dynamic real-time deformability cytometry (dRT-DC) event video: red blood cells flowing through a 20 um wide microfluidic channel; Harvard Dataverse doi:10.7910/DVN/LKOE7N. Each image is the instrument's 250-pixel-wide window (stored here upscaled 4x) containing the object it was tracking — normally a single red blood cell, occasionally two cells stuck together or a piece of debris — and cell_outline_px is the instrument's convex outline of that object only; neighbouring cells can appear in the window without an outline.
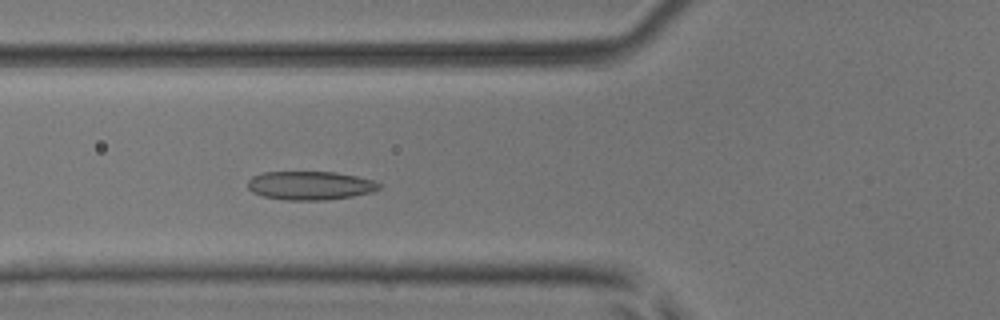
{"species": "common noctule bat (a hibernating species)", "species_latin": "Nyctalus noctula", "temperature_condition": "room temperature", "stored_images_in_passage": 37, "camera_frame_rate_fps": 3000, "um_per_image_px": 0.085, "animal": {"sex": "male", "body_mass_g": 17.9, "forearm_length_mm": 54.2}, "frame": {"image": 1, "passage_image": 6, "time_ms": 1.667, "image_size_px": [1000, 320], "cell_outline_px": [[380, 188], [372, 192], [352, 196], [324, 200], [284, 200], [264, 196], [252, 192], [248, 188], [248, 180], [252, 176], [264, 172], [336, 172], [356, 176], [372, 180], [380, 184]], "centroid_in_image_um": [26.34, 15.77], "position_along_channel_um": 99.5, "area_um2": 21.85}}
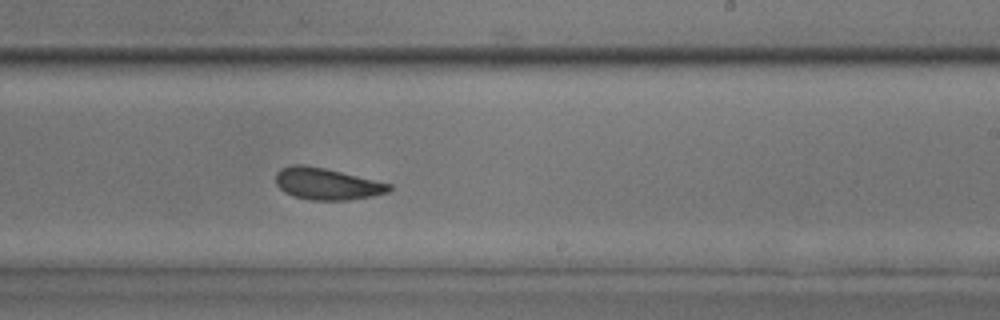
{"frame": {"image": 2, "passage_image": 18, "time_ms": 5.667, "image_size_px": [1000, 320], "cell_outline_px": [[392, 188], [388, 192], [372, 196], [348, 200], [312, 200], [292, 196], [284, 192], [276, 184], [276, 172], [280, 168], [292, 164], [304, 164], [324, 168], [392, 184]], "centroid_in_image_um": [27.75, 15.62], "position_along_channel_um": 261.2, "area_um2": 20.98}}
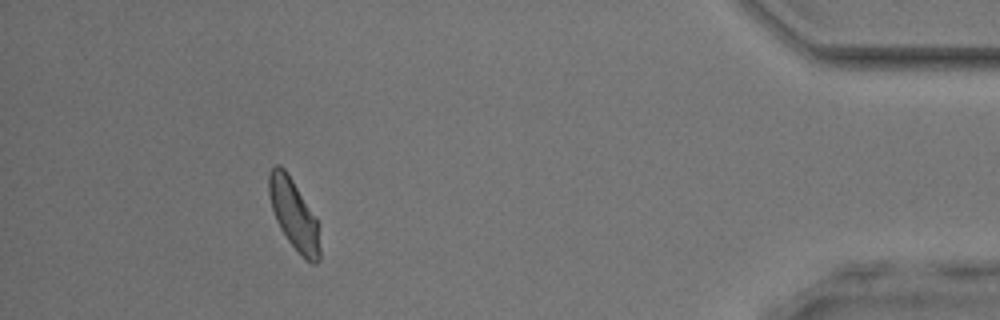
{"frame": {"image": 3, "passage_image": 33, "time_ms": 10.667, "image_size_px": [1000, 320], "cell_outline_px": [[320, 260], [316, 264], [312, 264], [288, 240], [280, 228], [276, 220], [272, 208], [268, 192], [268, 176], [272, 168], [276, 164], [280, 164], [284, 168], [316, 216], [320, 248]], "centroid_in_image_um": [24.97, 18.2], "position_along_channel_um": 410.2, "area_um2": 20.46}, "authors_computed_cell_mechanics": {"area_um2": 21.0392, "velocity_mm_per_s": 4.0654, "shape_relaxation_time_tau1_ms": 2.9614, "shape_relaxation_time_tau2_ms": 1.6088, "deformation_change_tau1": 0.0964, "deformation_change_tau2": 0.0656}}